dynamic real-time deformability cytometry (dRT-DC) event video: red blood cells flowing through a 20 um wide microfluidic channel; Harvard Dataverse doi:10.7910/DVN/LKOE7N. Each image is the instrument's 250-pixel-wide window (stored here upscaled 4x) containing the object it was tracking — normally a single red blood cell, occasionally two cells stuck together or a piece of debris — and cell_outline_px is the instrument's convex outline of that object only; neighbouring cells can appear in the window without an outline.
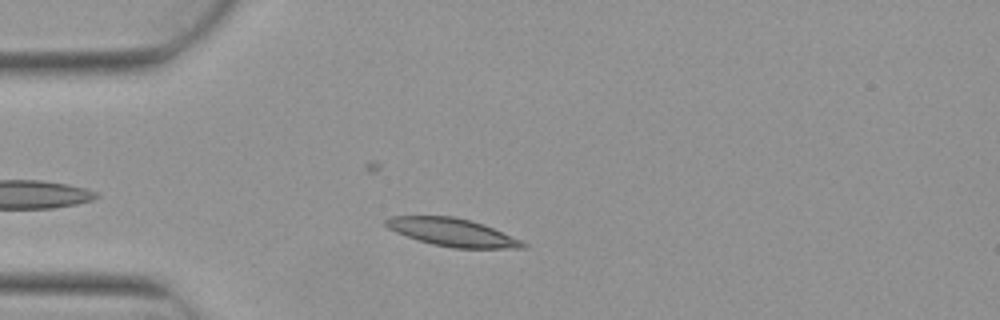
{"species": "Egyptian fruit bat (a non-hibernating species)", "species_latin": "Rousettus aegyptiacus", "temperature_condition": "warm", "stored_images_in_passage": 3, "camera_frame_rate_fps": 3000, "um_per_image_px": 0.085, "animal": {"sex": "female"}, "frame": {"image": 1, "passage_image": 3, "time_ms": 0.667, "image_size_px": [1000, 320], "cell_outline_px": [[528, 244], [524, 248], [452, 248], [432, 244], [396, 232], [388, 228], [384, 224], [384, 220], [392, 216], [452, 216], [472, 220], [484, 224], [524, 240]], "centroid_in_image_um": [38.51, 19.74], "position_along_channel_um": 46.5, "area_um2": 22.37}}